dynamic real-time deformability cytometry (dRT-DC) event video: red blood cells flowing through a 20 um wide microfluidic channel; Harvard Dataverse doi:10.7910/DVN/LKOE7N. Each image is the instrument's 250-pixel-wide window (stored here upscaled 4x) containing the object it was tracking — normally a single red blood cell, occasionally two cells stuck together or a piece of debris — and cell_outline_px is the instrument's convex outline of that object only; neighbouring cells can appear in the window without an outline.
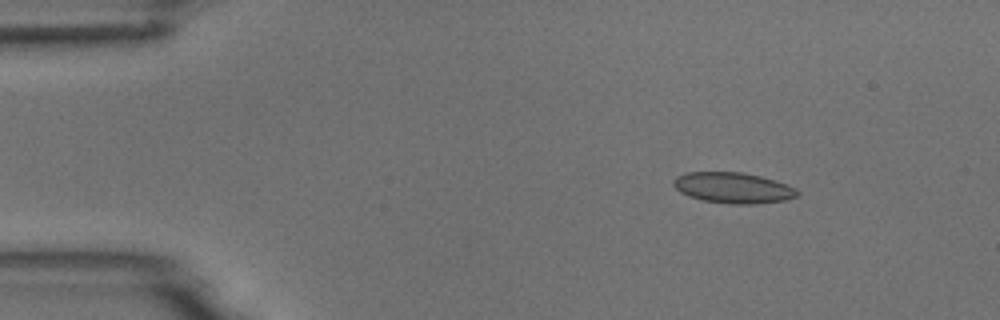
{"species": "common noctule bat (a hibernating species)", "species_latin": "Nyctalus noctula", "temperature_condition": "room temperature", "stored_images_in_passage": 5, "camera_frame_rate_fps": 3000, "um_per_image_px": 0.085, "animal": {"sex": "male", "body_mass_g": 18.8}, "frame": {"image": 1, "passage_image": 2, "time_ms": 2.0, "image_size_px": [1000, 320], "cell_outline_px": [[800, 192], [796, 196], [784, 200], [756, 204], [732, 204], [700, 200], [688, 196], [680, 192], [672, 184], [672, 180], [676, 176], [684, 172], [740, 172], [760, 176], [776, 180], [796, 188]], "centroid_in_image_um": [62.28, 15.96], "position_along_channel_um": 22.7, "area_um2": 22.37}}